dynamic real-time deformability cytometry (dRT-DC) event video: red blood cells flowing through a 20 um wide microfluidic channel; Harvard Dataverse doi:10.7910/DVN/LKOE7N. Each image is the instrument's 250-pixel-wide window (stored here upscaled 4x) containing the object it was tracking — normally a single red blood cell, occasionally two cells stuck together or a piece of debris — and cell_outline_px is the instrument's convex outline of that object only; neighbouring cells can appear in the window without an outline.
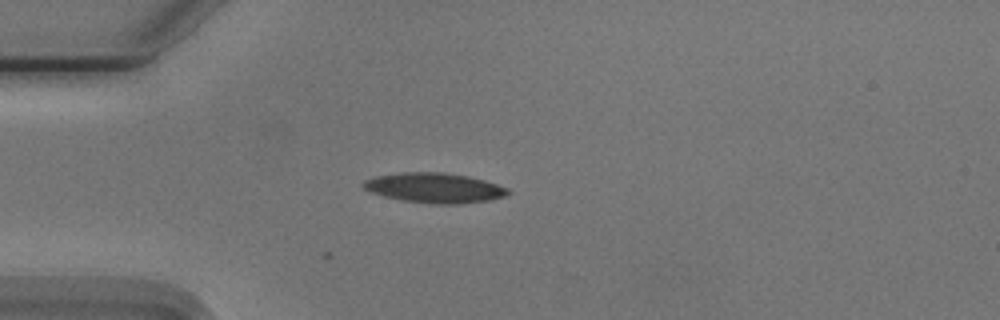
{"species": "Egyptian fruit bat (a non-hibernating species)", "species_latin": "Rousettus aegyptiacus", "temperature_condition": "cold", "stored_images_in_passage": 12, "camera_frame_rate_fps": 3000, "um_per_image_px": 0.085, "animal": {"sex": "male"}, "frame": {"image": 1, "passage_image": 12, "time_ms": 3.667, "image_size_px": [1000, 320], "cell_outline_px": [[512, 192], [504, 196], [492, 200], [460, 204], [432, 204], [400, 200], [384, 196], [372, 192], [364, 188], [360, 184], [364, 180], [376, 176], [400, 172], [444, 172], [468, 176], [484, 180], [508, 188]], "centroid_in_image_um": [36.94, 15.97], "position_along_channel_um": 48.1, "area_um2": 25.43}}